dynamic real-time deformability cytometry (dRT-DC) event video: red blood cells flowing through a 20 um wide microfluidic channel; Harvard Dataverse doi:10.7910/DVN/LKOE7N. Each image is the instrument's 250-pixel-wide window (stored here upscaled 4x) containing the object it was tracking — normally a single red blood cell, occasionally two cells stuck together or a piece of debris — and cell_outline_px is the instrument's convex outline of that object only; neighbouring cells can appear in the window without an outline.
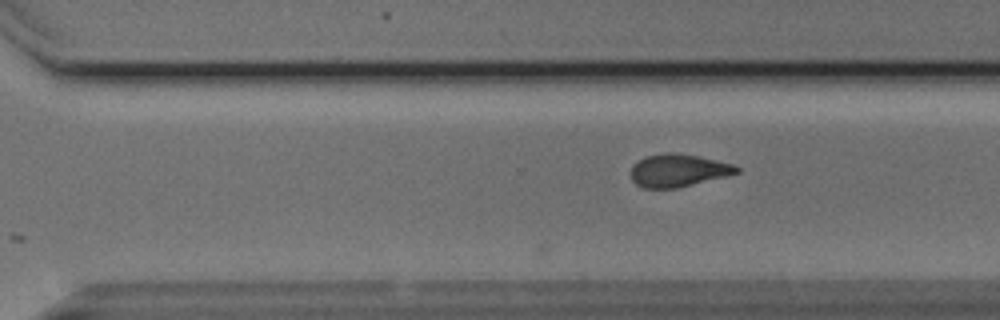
{"species": "Egyptian fruit bat (a non-hibernating species)", "species_latin": "Rousettus aegyptiacus", "temperature_condition": "cold", "stored_images_in_passage": 9, "camera_frame_rate_fps": 3000, "um_per_image_px": 0.085, "animal": {"sex": "male"}, "frame": {"image": 1, "passage_image": 9, "time_ms": 2.667, "image_size_px": [1000, 320], "cell_outline_px": [[740, 172], [676, 188], [644, 188], [636, 184], [632, 180], [632, 164], [644, 156], [664, 152], [672, 152], [696, 156], [716, 160], [732, 164], [740, 168]], "centroid_in_image_um": [57.6, 14.47], "position_along_channel_um": 313.0, "area_um2": 19.94}}